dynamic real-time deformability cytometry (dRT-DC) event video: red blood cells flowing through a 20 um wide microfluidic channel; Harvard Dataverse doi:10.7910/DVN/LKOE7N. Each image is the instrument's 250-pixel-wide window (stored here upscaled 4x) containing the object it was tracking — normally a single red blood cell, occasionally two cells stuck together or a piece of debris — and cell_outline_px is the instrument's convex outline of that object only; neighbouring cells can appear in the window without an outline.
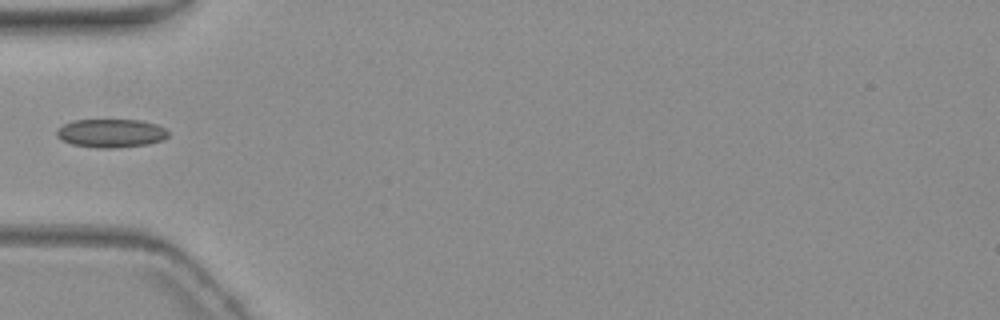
{"species": "common noctule bat (a hibernating species)", "species_latin": "Nyctalus noctula", "temperature_condition": "warm", "stored_images_in_passage": 6, "camera_frame_rate_fps": 3000, "um_per_image_px": 0.085, "animal": {"sex": "female", "body_mass_g": 19.3, "forearm_length_mm": 54.1}, "frame": {"image": 1, "passage_image": 5, "time_ms": 5.333, "image_size_px": [1000, 320], "cell_outline_px": [[168, 136], [164, 140], [148, 144], [116, 148], [96, 148], [72, 144], [60, 140], [56, 136], [56, 132], [64, 124], [72, 120], [140, 120], [156, 124], [164, 128], [168, 132]], "centroid_in_image_um": [9.43, 11.33], "position_along_channel_um": 75.6, "area_um2": 18.61}}
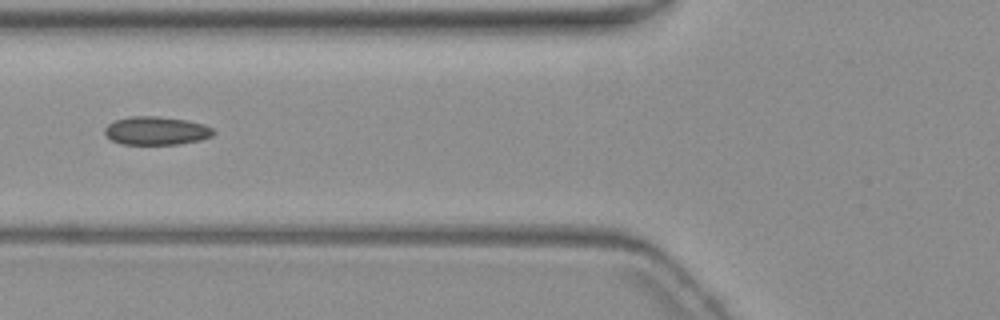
{"frame": {"image": 2, "passage_image": 6, "time_ms": 6.333, "image_size_px": [1000, 320], "cell_outline_px": [[216, 132], [212, 136], [200, 140], [180, 144], [120, 144], [112, 140], [104, 132], [104, 128], [108, 124], [116, 120], [132, 116], [156, 116], [184, 120], [204, 124], [212, 128]], "centroid_in_image_um": [13.29, 11.12], "position_along_channel_um": 112.5, "area_um2": 17.86}}